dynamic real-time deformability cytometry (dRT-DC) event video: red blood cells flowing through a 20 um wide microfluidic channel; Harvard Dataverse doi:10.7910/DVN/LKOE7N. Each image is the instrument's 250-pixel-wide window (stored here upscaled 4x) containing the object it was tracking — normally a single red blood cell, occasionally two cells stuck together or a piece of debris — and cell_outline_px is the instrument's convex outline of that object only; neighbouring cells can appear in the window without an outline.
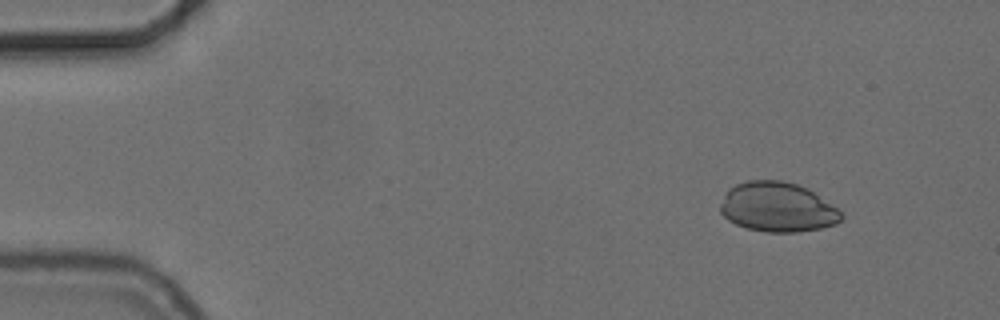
{"species": "common noctule bat (a hibernating species)", "species_latin": "Nyctalus noctula", "temperature_condition": "cold", "stored_images_in_passage": 50, "camera_frame_rate_fps": 3000, "um_per_image_px": 0.085, "animal": {"sex": "female", "body_mass_g": 24.6, "forearm_length_mm": 56.2}, "frame": {"image": 1, "passage_image": 1, "time_ms": 0.0, "image_size_px": [1000, 320], "cell_outline_px": [[844, 216], [836, 224], [820, 228], [796, 232], [764, 232], [748, 228], [736, 224], [728, 220], [720, 212], [720, 204], [728, 188], [736, 184], [748, 180], [780, 180], [796, 184], [808, 188], [836, 208]], "centroid_in_image_um": [66.06, 17.6], "position_along_channel_um": 18.9, "area_um2": 34.91}}
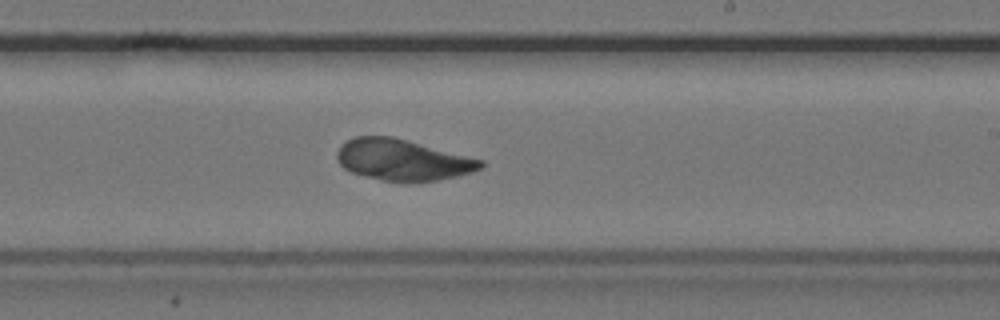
{"frame": {"image": 2, "passage_image": 28, "time_ms": 9.0, "image_size_px": [1000, 320], "cell_outline_px": [[484, 164], [480, 168], [472, 172], [456, 176], [436, 180], [404, 184], [380, 180], [352, 172], [344, 168], [340, 164], [336, 156], [336, 152], [340, 144], [352, 136], [392, 136], [484, 160]], "centroid_in_image_um": [34.18, 13.6], "position_along_channel_um": 254.8, "area_um2": 34.85}}
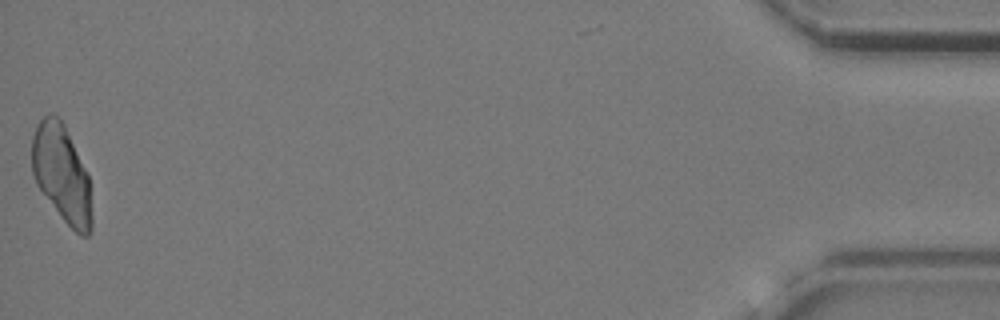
{"frame": {"image": 3, "passage_image": 50, "time_ms": 16.333, "image_size_px": [1000, 320], "cell_outline_px": [[92, 232], [88, 236], [80, 236], [64, 220], [36, 184], [32, 172], [32, 136], [36, 124], [48, 112], [52, 112], [64, 124], [88, 172], [92, 216]], "centroid_in_image_um": [5.26, 14.75], "position_along_channel_um": 429.9, "area_um2": 34.04}}